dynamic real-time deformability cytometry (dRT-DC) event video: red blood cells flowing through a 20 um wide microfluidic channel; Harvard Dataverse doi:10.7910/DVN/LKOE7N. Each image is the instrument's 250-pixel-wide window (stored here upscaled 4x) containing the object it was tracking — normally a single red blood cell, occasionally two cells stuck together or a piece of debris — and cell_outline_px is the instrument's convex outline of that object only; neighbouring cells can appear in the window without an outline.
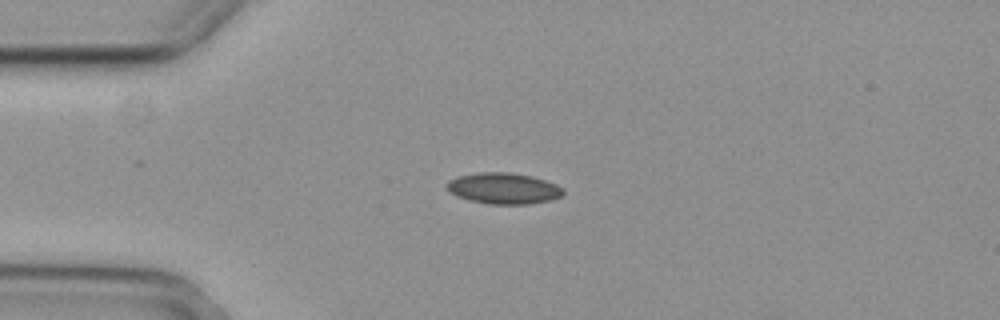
{"species": "common noctule bat (a hibernating species)", "species_latin": "Nyctalus noctula", "temperature_condition": "cold", "stored_images_in_passage": 4, "camera_frame_rate_fps": 3000, "um_per_image_px": 0.085, "animal": {"sex": "female", "body_mass_g": 29.2, "forearm_length_mm": 56.3}, "frame": {"image": 1, "passage_image": 1, "time_ms": 0.0, "image_size_px": [1000, 320], "cell_outline_px": [[564, 192], [560, 196], [552, 200], [528, 204], [488, 204], [468, 200], [456, 196], [448, 192], [444, 184], [448, 180], [460, 176], [480, 172], [508, 172], [532, 176], [556, 184], [564, 188]], "centroid_in_image_um": [42.77, 16.02], "position_along_channel_um": 42.2, "area_um2": 21.27}}
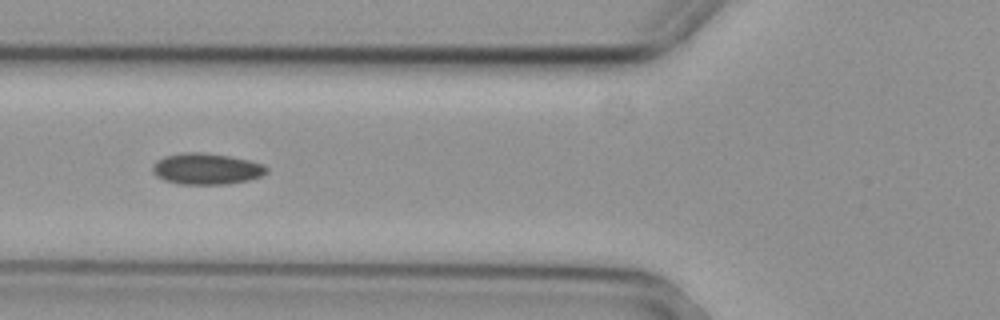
{"frame": {"image": 2, "passage_image": 3, "time_ms": 0.667, "image_size_px": [1000, 320], "cell_outline_px": [[268, 172], [260, 176], [248, 180], [228, 184], [180, 184], [164, 180], [156, 176], [152, 172], [152, 164], [156, 160], [164, 156], [184, 152], [200, 152], [228, 156], [252, 160], [264, 164], [268, 168]], "centroid_in_image_um": [17.54, 14.35], "position_along_channel_um": 108.3, "area_um2": 20.92}}
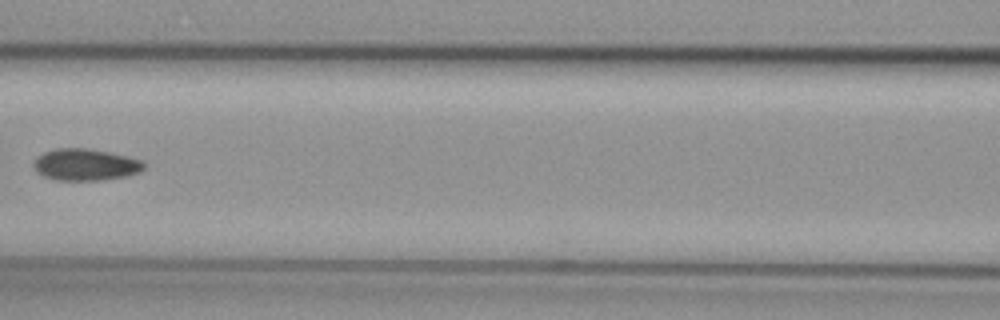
{"frame": {"image": 3, "passage_image": 4, "time_ms": 1.0, "image_size_px": [1000, 320], "cell_outline_px": [[144, 168], [140, 172], [128, 176], [104, 180], [52, 180], [36, 172], [32, 164], [44, 152], [56, 148], [88, 148], [112, 152], [144, 160]], "centroid_in_image_um": [7.3, 14.0], "position_along_channel_um": 159.3, "area_um2": 20.69}}